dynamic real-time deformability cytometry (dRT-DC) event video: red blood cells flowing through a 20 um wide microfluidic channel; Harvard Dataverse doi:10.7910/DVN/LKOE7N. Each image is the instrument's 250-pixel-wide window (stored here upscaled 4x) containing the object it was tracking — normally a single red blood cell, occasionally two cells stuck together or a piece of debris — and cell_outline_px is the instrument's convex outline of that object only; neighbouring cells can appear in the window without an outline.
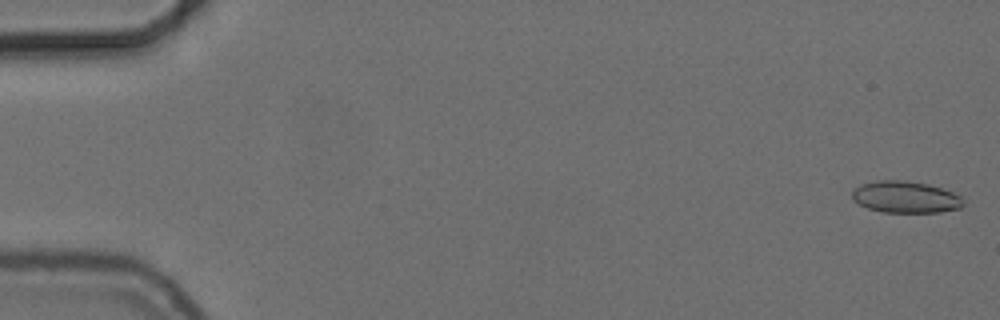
{"species": "common noctule bat (a hibernating species)", "species_latin": "Nyctalus noctula", "temperature_condition": "cold", "stored_images_in_passage": 48, "camera_frame_rate_fps": 3000, "um_per_image_px": 0.085, "animal": {"sex": "female", "body_mass_g": 24.6, "forearm_length_mm": 56.2}, "frame": {"image": 1, "passage_image": 1, "time_ms": 0.0, "image_size_px": [1000, 320], "cell_outline_px": [[964, 204], [960, 208], [940, 212], [884, 212], [868, 208], [852, 200], [852, 192], [860, 184], [876, 180], [904, 180], [928, 184], [952, 192], [960, 196], [964, 200]], "centroid_in_image_um": [76.96, 16.74], "position_along_channel_um": 8.0, "area_um2": 20.52}}
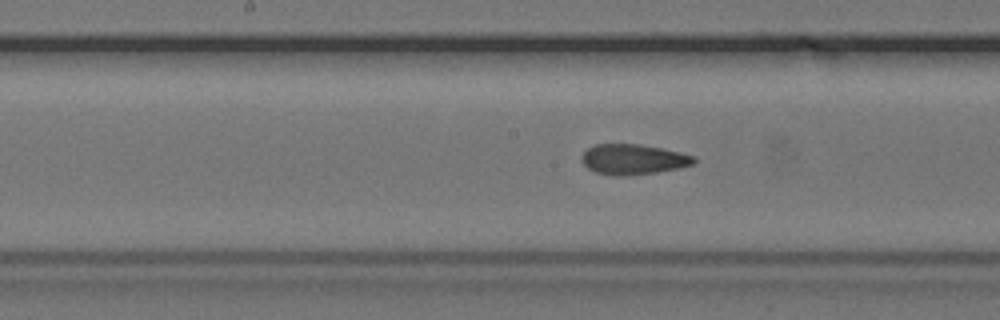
{"frame": {"image": 2, "passage_image": 28, "time_ms": 9.0, "image_size_px": [1000, 320], "cell_outline_px": [[696, 164], [680, 168], [656, 172], [624, 176], [612, 176], [596, 172], [588, 168], [580, 160], [580, 156], [592, 144], [640, 144], [680, 152], [696, 156]], "centroid_in_image_um": [53.83, 13.54], "position_along_channel_um": 194.4, "area_um2": 20.06}}
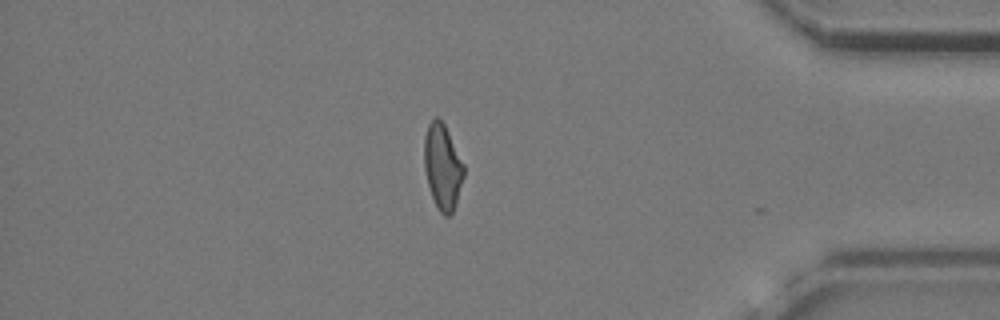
{"frame": {"image": 3, "passage_image": 47, "time_ms": 15.333, "image_size_px": [1000, 320], "cell_outline_px": [[464, 176], [456, 204], [452, 212], [448, 216], [444, 216], [440, 212], [432, 196], [428, 184], [424, 168], [424, 136], [428, 124], [436, 116], [444, 124], [464, 164]], "centroid_in_image_um": [37.61, 14.17], "position_along_channel_um": 397.6, "area_um2": 19.54}, "authors_computed_cell_mechanics": {"area_um2": 20.0566, "velocity_mm_per_s": 3.723, "shape_relaxation_time_tau1_ms": null, "shape_relaxation_time_tau2_ms": 2.3015, "deformation_change_tau1": null, "deformation_change_tau2": 0.0793}}